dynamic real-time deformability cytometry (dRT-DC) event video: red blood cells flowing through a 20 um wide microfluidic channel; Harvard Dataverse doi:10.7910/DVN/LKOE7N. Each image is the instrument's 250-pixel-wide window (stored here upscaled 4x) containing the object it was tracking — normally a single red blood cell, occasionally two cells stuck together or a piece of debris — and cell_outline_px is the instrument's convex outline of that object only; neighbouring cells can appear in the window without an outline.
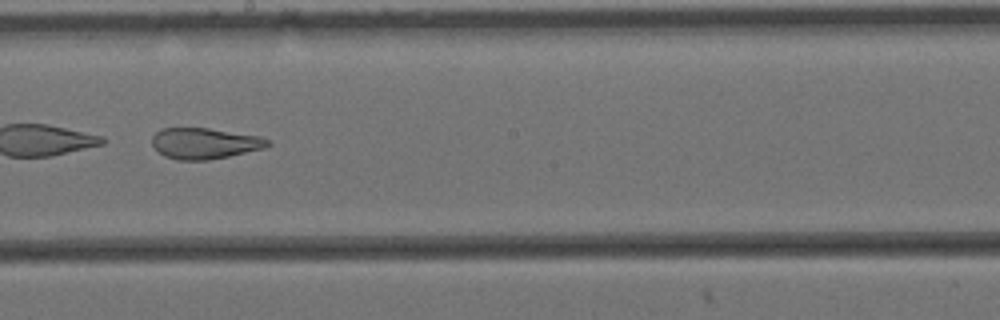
{"species": "Egyptian fruit bat (a non-hibernating species)", "species_latin": "Rousettus aegyptiacus", "temperature_condition": "cold", "stored_images_in_passage": 11, "camera_frame_rate_fps": 3000, "um_per_image_px": 0.085, "animal": {"sex": "female"}, "frame": {"image": 1, "passage_image": 8, "time_ms": 2.333, "image_size_px": [1000, 320], "cell_outline_px": [[272, 144], [264, 148], [228, 156], [208, 160], [176, 160], [164, 156], [152, 144], [152, 136], [160, 128], [208, 128], [260, 136], [272, 140]], "centroid_in_image_um": [17.41, 12.18], "position_along_channel_um": 230.8, "area_um2": 20.92}}